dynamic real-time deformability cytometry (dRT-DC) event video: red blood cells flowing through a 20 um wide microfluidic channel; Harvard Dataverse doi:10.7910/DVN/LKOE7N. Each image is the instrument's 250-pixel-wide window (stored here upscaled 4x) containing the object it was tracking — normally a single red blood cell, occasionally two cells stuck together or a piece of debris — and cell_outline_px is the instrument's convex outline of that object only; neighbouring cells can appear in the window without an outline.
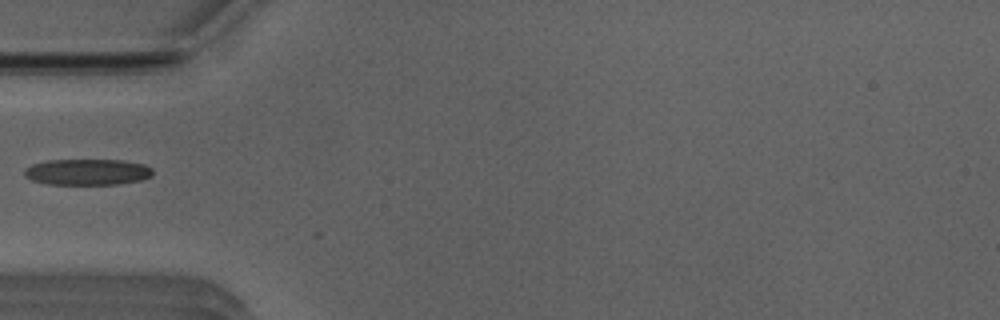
{"species": "Egyptian fruit bat (a non-hibernating species)", "species_latin": "Rousettus aegyptiacus", "temperature_condition": "room temperature", "stored_images_in_passage": 14, "camera_frame_rate_fps": 3000, "um_per_image_px": 0.085, "animal": {"sex": "male"}, "frame": {"image": 1, "passage_image": 1, "time_ms": 0.0, "image_size_px": [1000, 320], "cell_outline_px": [[152, 176], [140, 180], [116, 184], [48, 184], [32, 180], [24, 176], [24, 168], [32, 164], [48, 160], [124, 160], [144, 164], [152, 168]], "centroid_in_image_um": [7.41, 14.61], "position_along_channel_um": 77.6, "area_um2": 19.54}}
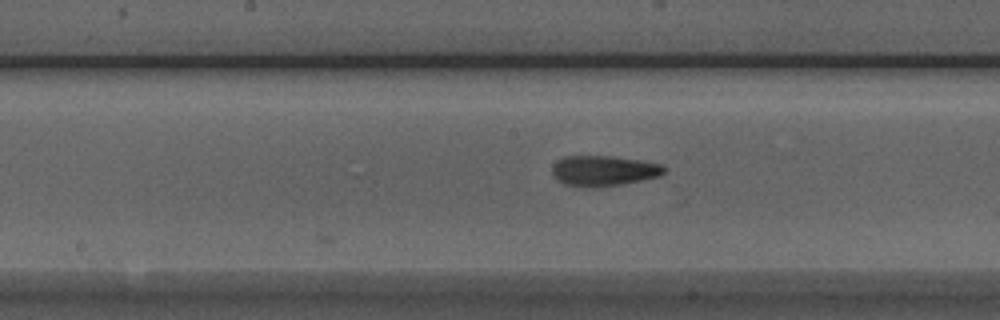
{"frame": {"image": 2, "passage_image": 10, "time_ms": 3.0, "image_size_px": [1000, 320], "cell_outline_px": [[668, 168], [660, 176], [624, 184], [592, 188], [588, 188], [564, 184], [552, 172], [552, 164], [556, 160], [564, 156], [612, 156], [640, 160], [660, 164]], "centroid_in_image_um": [51.32, 14.51], "position_along_channel_um": 196.9, "area_um2": 20.0}}
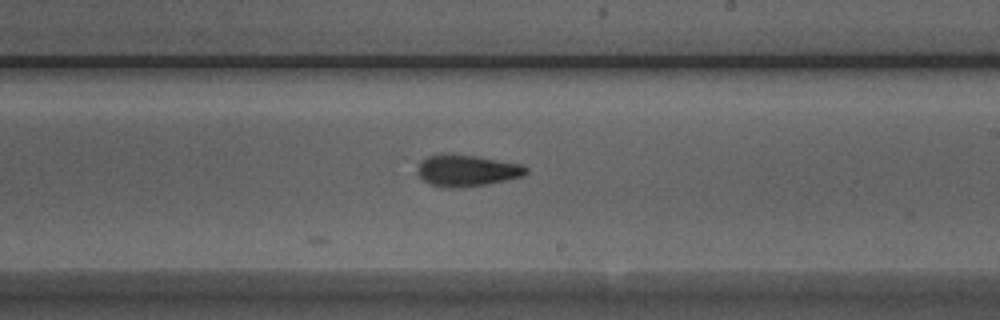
{"frame": {"image": 3, "passage_image": 14, "time_ms": 4.333, "image_size_px": [1000, 320], "cell_outline_px": [[528, 172], [524, 176], [488, 184], [460, 188], [448, 188], [432, 184], [424, 180], [416, 172], [420, 160], [428, 156], [440, 152], [448, 152], [476, 156], [524, 164], [528, 168]], "centroid_in_image_um": [39.69, 14.47], "position_along_channel_um": 249.3, "area_um2": 20.46}}